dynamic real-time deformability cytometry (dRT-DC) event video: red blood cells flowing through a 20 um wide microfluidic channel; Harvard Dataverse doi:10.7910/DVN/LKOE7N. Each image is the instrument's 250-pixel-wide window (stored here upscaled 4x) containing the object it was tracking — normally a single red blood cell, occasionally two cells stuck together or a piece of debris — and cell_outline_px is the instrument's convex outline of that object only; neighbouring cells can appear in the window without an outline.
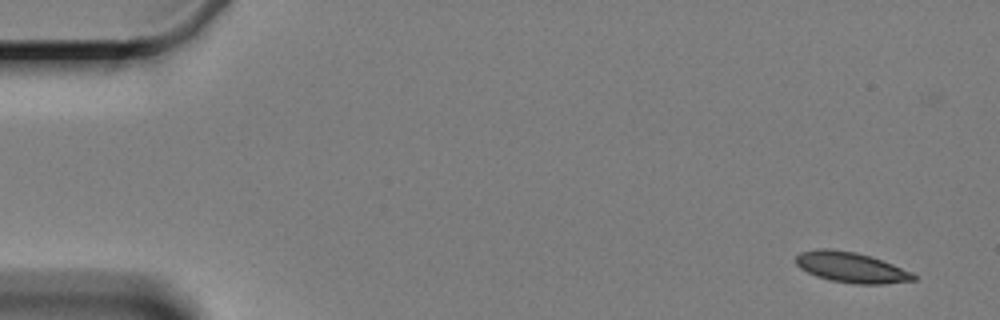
{"species": "Egyptian fruit bat (a non-hibernating species)", "species_latin": "Rousettus aegyptiacus", "temperature_condition": "cold", "stored_images_in_passage": 2, "camera_frame_rate_fps": 3000, "um_per_image_px": 0.085, "animal": {"sex": "female"}, "frame": {"image": 1, "passage_image": 2, "time_ms": 1.333, "image_size_px": [1000, 320], "cell_outline_px": [[916, 280], [884, 284], [856, 284], [828, 280], [816, 276], [800, 268], [796, 264], [796, 256], [800, 252], [824, 248], [856, 252], [872, 256], [912, 272], [916, 276]], "centroid_in_image_um": [72.36, 22.73], "position_along_channel_um": 12.6, "area_um2": 20.87}}